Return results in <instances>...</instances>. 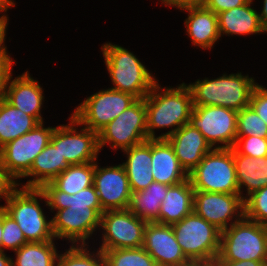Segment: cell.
Returning a JSON list of instances; mask_svg holds the SVG:
<instances>
[{"label":"cell","mask_w":267,"mask_h":266,"mask_svg":"<svg viewBox=\"0 0 267 266\" xmlns=\"http://www.w3.org/2000/svg\"><path fill=\"white\" fill-rule=\"evenodd\" d=\"M180 10L187 11L185 26L193 45L202 49H212L221 37L218 26V15L204 5L186 6Z\"/></svg>","instance_id":"ffe728a7"},{"label":"cell","mask_w":267,"mask_h":266,"mask_svg":"<svg viewBox=\"0 0 267 266\" xmlns=\"http://www.w3.org/2000/svg\"><path fill=\"white\" fill-rule=\"evenodd\" d=\"M26 238L23 235L17 222L10 217L3 209V232L1 251L8 248L12 251L18 250L24 244H26Z\"/></svg>","instance_id":"d590c367"},{"label":"cell","mask_w":267,"mask_h":266,"mask_svg":"<svg viewBox=\"0 0 267 266\" xmlns=\"http://www.w3.org/2000/svg\"><path fill=\"white\" fill-rule=\"evenodd\" d=\"M43 192L39 188H17L15 185L2 206L23 232L27 242H44L55 240L52 232V220H47L40 206Z\"/></svg>","instance_id":"277c9868"},{"label":"cell","mask_w":267,"mask_h":266,"mask_svg":"<svg viewBox=\"0 0 267 266\" xmlns=\"http://www.w3.org/2000/svg\"><path fill=\"white\" fill-rule=\"evenodd\" d=\"M193 210L223 231L244 217V200L240 194L194 191Z\"/></svg>","instance_id":"9a60e30c"},{"label":"cell","mask_w":267,"mask_h":266,"mask_svg":"<svg viewBox=\"0 0 267 266\" xmlns=\"http://www.w3.org/2000/svg\"><path fill=\"white\" fill-rule=\"evenodd\" d=\"M254 78L242 73L224 74L216 79L197 80L188 86L193 106H221L239 111L249 106L254 88Z\"/></svg>","instance_id":"7a4b0ae2"},{"label":"cell","mask_w":267,"mask_h":266,"mask_svg":"<svg viewBox=\"0 0 267 266\" xmlns=\"http://www.w3.org/2000/svg\"><path fill=\"white\" fill-rule=\"evenodd\" d=\"M9 79L5 100L27 115L35 117L40 123L44 122L41 116V106L44 101L43 89L37 80H34L28 71L22 75Z\"/></svg>","instance_id":"d6986e66"},{"label":"cell","mask_w":267,"mask_h":266,"mask_svg":"<svg viewBox=\"0 0 267 266\" xmlns=\"http://www.w3.org/2000/svg\"><path fill=\"white\" fill-rule=\"evenodd\" d=\"M0 266H12V258L6 256L4 251L0 250Z\"/></svg>","instance_id":"bcb514c9"},{"label":"cell","mask_w":267,"mask_h":266,"mask_svg":"<svg viewBox=\"0 0 267 266\" xmlns=\"http://www.w3.org/2000/svg\"><path fill=\"white\" fill-rule=\"evenodd\" d=\"M39 189L43 192L46 205L53 211L69 208L70 206L102 208L94 185L80 190L74 195L59 191L51 182L43 184Z\"/></svg>","instance_id":"f1b7e54d"},{"label":"cell","mask_w":267,"mask_h":266,"mask_svg":"<svg viewBox=\"0 0 267 266\" xmlns=\"http://www.w3.org/2000/svg\"><path fill=\"white\" fill-rule=\"evenodd\" d=\"M136 100L132 94L108 88L86 98L72 116L79 125L98 133Z\"/></svg>","instance_id":"30bf717a"},{"label":"cell","mask_w":267,"mask_h":266,"mask_svg":"<svg viewBox=\"0 0 267 266\" xmlns=\"http://www.w3.org/2000/svg\"><path fill=\"white\" fill-rule=\"evenodd\" d=\"M237 117L238 112L229 108L193 106L189 124L203 134L212 148H233L237 137Z\"/></svg>","instance_id":"8fae6325"},{"label":"cell","mask_w":267,"mask_h":266,"mask_svg":"<svg viewBox=\"0 0 267 266\" xmlns=\"http://www.w3.org/2000/svg\"><path fill=\"white\" fill-rule=\"evenodd\" d=\"M15 186V183L5 174L0 165V199H6L8 192Z\"/></svg>","instance_id":"b9f144b4"},{"label":"cell","mask_w":267,"mask_h":266,"mask_svg":"<svg viewBox=\"0 0 267 266\" xmlns=\"http://www.w3.org/2000/svg\"><path fill=\"white\" fill-rule=\"evenodd\" d=\"M102 54L114 87L111 89L144 99L157 82L136 56L122 46L106 43Z\"/></svg>","instance_id":"3957f363"},{"label":"cell","mask_w":267,"mask_h":266,"mask_svg":"<svg viewBox=\"0 0 267 266\" xmlns=\"http://www.w3.org/2000/svg\"><path fill=\"white\" fill-rule=\"evenodd\" d=\"M267 225L243 217L221 232L220 250L214 260L265 261Z\"/></svg>","instance_id":"5b68a950"},{"label":"cell","mask_w":267,"mask_h":266,"mask_svg":"<svg viewBox=\"0 0 267 266\" xmlns=\"http://www.w3.org/2000/svg\"><path fill=\"white\" fill-rule=\"evenodd\" d=\"M233 148L239 153L252 158L267 156V138L257 136H237Z\"/></svg>","instance_id":"8d00e7d4"},{"label":"cell","mask_w":267,"mask_h":266,"mask_svg":"<svg viewBox=\"0 0 267 266\" xmlns=\"http://www.w3.org/2000/svg\"><path fill=\"white\" fill-rule=\"evenodd\" d=\"M184 266H212V264L206 262H190L189 264Z\"/></svg>","instance_id":"681fc988"},{"label":"cell","mask_w":267,"mask_h":266,"mask_svg":"<svg viewBox=\"0 0 267 266\" xmlns=\"http://www.w3.org/2000/svg\"><path fill=\"white\" fill-rule=\"evenodd\" d=\"M86 245H71L64 254H58L56 266H106L103 252L93 254ZM97 257V258H96Z\"/></svg>","instance_id":"d6a6232c"},{"label":"cell","mask_w":267,"mask_h":266,"mask_svg":"<svg viewBox=\"0 0 267 266\" xmlns=\"http://www.w3.org/2000/svg\"><path fill=\"white\" fill-rule=\"evenodd\" d=\"M161 91L163 92H160ZM148 139H167L183 125L190 122L193 109L192 95L185 83L176 88H161L156 82L145 97ZM170 128V131L155 136V129Z\"/></svg>","instance_id":"6da1fadb"},{"label":"cell","mask_w":267,"mask_h":266,"mask_svg":"<svg viewBox=\"0 0 267 266\" xmlns=\"http://www.w3.org/2000/svg\"><path fill=\"white\" fill-rule=\"evenodd\" d=\"M127 155L126 162L122 163L129 180L131 192H138L146 189L154 177L150 170L152 162V139L123 151Z\"/></svg>","instance_id":"7402d4cb"},{"label":"cell","mask_w":267,"mask_h":266,"mask_svg":"<svg viewBox=\"0 0 267 266\" xmlns=\"http://www.w3.org/2000/svg\"><path fill=\"white\" fill-rule=\"evenodd\" d=\"M150 170L154 182L168 186L175 185L188 178V174L180 166L174 149L167 139H152Z\"/></svg>","instance_id":"44dd1931"},{"label":"cell","mask_w":267,"mask_h":266,"mask_svg":"<svg viewBox=\"0 0 267 266\" xmlns=\"http://www.w3.org/2000/svg\"><path fill=\"white\" fill-rule=\"evenodd\" d=\"M194 189L189 177L167 189L161 203L159 224L173 225L193 211Z\"/></svg>","instance_id":"603a6c76"},{"label":"cell","mask_w":267,"mask_h":266,"mask_svg":"<svg viewBox=\"0 0 267 266\" xmlns=\"http://www.w3.org/2000/svg\"><path fill=\"white\" fill-rule=\"evenodd\" d=\"M146 140L148 136L145 98L137 99L98 132L99 150L108 143L113 149L124 151Z\"/></svg>","instance_id":"9c48e42d"},{"label":"cell","mask_w":267,"mask_h":266,"mask_svg":"<svg viewBox=\"0 0 267 266\" xmlns=\"http://www.w3.org/2000/svg\"><path fill=\"white\" fill-rule=\"evenodd\" d=\"M51 241L27 242L15 250L16 260L12 266H56L58 253Z\"/></svg>","instance_id":"4dcf8cb0"},{"label":"cell","mask_w":267,"mask_h":266,"mask_svg":"<svg viewBox=\"0 0 267 266\" xmlns=\"http://www.w3.org/2000/svg\"><path fill=\"white\" fill-rule=\"evenodd\" d=\"M143 248L158 266H184L190 261L183 254L171 225L148 222Z\"/></svg>","instance_id":"e0dca14e"},{"label":"cell","mask_w":267,"mask_h":266,"mask_svg":"<svg viewBox=\"0 0 267 266\" xmlns=\"http://www.w3.org/2000/svg\"><path fill=\"white\" fill-rule=\"evenodd\" d=\"M265 261H228V260H213L212 266H264Z\"/></svg>","instance_id":"60d3db41"},{"label":"cell","mask_w":267,"mask_h":266,"mask_svg":"<svg viewBox=\"0 0 267 266\" xmlns=\"http://www.w3.org/2000/svg\"><path fill=\"white\" fill-rule=\"evenodd\" d=\"M264 266H267V258H266V260H265Z\"/></svg>","instance_id":"f907efd6"},{"label":"cell","mask_w":267,"mask_h":266,"mask_svg":"<svg viewBox=\"0 0 267 266\" xmlns=\"http://www.w3.org/2000/svg\"><path fill=\"white\" fill-rule=\"evenodd\" d=\"M43 126L42 122L0 149V165L17 186L21 184L16 179L22 178L31 169L37 155L50 143L55 127Z\"/></svg>","instance_id":"ba28073f"},{"label":"cell","mask_w":267,"mask_h":266,"mask_svg":"<svg viewBox=\"0 0 267 266\" xmlns=\"http://www.w3.org/2000/svg\"><path fill=\"white\" fill-rule=\"evenodd\" d=\"M95 161L69 165L51 183L62 192L74 195L80 190L93 186Z\"/></svg>","instance_id":"f546056e"},{"label":"cell","mask_w":267,"mask_h":266,"mask_svg":"<svg viewBox=\"0 0 267 266\" xmlns=\"http://www.w3.org/2000/svg\"><path fill=\"white\" fill-rule=\"evenodd\" d=\"M40 122L20 109L15 108L5 99L0 100V149L34 129Z\"/></svg>","instance_id":"4316f807"},{"label":"cell","mask_w":267,"mask_h":266,"mask_svg":"<svg viewBox=\"0 0 267 266\" xmlns=\"http://www.w3.org/2000/svg\"><path fill=\"white\" fill-rule=\"evenodd\" d=\"M70 164L62 158L58 147L49 143L36 159L33 161L31 169L22 177H29L31 180L23 186L24 188H40L43 184L51 182L62 173Z\"/></svg>","instance_id":"cb8c5ba5"},{"label":"cell","mask_w":267,"mask_h":266,"mask_svg":"<svg viewBox=\"0 0 267 266\" xmlns=\"http://www.w3.org/2000/svg\"><path fill=\"white\" fill-rule=\"evenodd\" d=\"M259 15V21L264 33H267V0L263 2V8Z\"/></svg>","instance_id":"f6af8a7d"},{"label":"cell","mask_w":267,"mask_h":266,"mask_svg":"<svg viewBox=\"0 0 267 266\" xmlns=\"http://www.w3.org/2000/svg\"><path fill=\"white\" fill-rule=\"evenodd\" d=\"M244 217L267 225V186L252 193L244 200Z\"/></svg>","instance_id":"e575fe53"},{"label":"cell","mask_w":267,"mask_h":266,"mask_svg":"<svg viewBox=\"0 0 267 266\" xmlns=\"http://www.w3.org/2000/svg\"><path fill=\"white\" fill-rule=\"evenodd\" d=\"M7 12V10H0V12ZM8 25V17L7 15L0 16V55H8L7 48L5 47V36H6V29Z\"/></svg>","instance_id":"7bdbcfd3"},{"label":"cell","mask_w":267,"mask_h":266,"mask_svg":"<svg viewBox=\"0 0 267 266\" xmlns=\"http://www.w3.org/2000/svg\"><path fill=\"white\" fill-rule=\"evenodd\" d=\"M233 158L236 170V179L238 183L239 193L243 200L252 193L267 186V156L252 158L243 154H239L233 148ZM246 187L247 195H242L241 189Z\"/></svg>","instance_id":"d4e9b609"},{"label":"cell","mask_w":267,"mask_h":266,"mask_svg":"<svg viewBox=\"0 0 267 266\" xmlns=\"http://www.w3.org/2000/svg\"><path fill=\"white\" fill-rule=\"evenodd\" d=\"M165 6L177 7L178 9L186 6L203 5L205 0H161Z\"/></svg>","instance_id":"ee69618b"},{"label":"cell","mask_w":267,"mask_h":266,"mask_svg":"<svg viewBox=\"0 0 267 266\" xmlns=\"http://www.w3.org/2000/svg\"><path fill=\"white\" fill-rule=\"evenodd\" d=\"M180 166L189 174L213 148L203 134L191 124H185L167 138Z\"/></svg>","instance_id":"ac0fdd59"},{"label":"cell","mask_w":267,"mask_h":266,"mask_svg":"<svg viewBox=\"0 0 267 266\" xmlns=\"http://www.w3.org/2000/svg\"><path fill=\"white\" fill-rule=\"evenodd\" d=\"M10 55H0V100L5 98L7 85L12 76V64H14Z\"/></svg>","instance_id":"f35d334b"},{"label":"cell","mask_w":267,"mask_h":266,"mask_svg":"<svg viewBox=\"0 0 267 266\" xmlns=\"http://www.w3.org/2000/svg\"><path fill=\"white\" fill-rule=\"evenodd\" d=\"M252 1L217 14L220 36L264 33L257 11L250 6Z\"/></svg>","instance_id":"484cf974"},{"label":"cell","mask_w":267,"mask_h":266,"mask_svg":"<svg viewBox=\"0 0 267 266\" xmlns=\"http://www.w3.org/2000/svg\"><path fill=\"white\" fill-rule=\"evenodd\" d=\"M250 0H205L204 6L215 14L243 6Z\"/></svg>","instance_id":"ab89813d"},{"label":"cell","mask_w":267,"mask_h":266,"mask_svg":"<svg viewBox=\"0 0 267 266\" xmlns=\"http://www.w3.org/2000/svg\"><path fill=\"white\" fill-rule=\"evenodd\" d=\"M170 186L152 182L146 189L132 192L128 209L147 222L159 223L161 203Z\"/></svg>","instance_id":"83f0119b"},{"label":"cell","mask_w":267,"mask_h":266,"mask_svg":"<svg viewBox=\"0 0 267 266\" xmlns=\"http://www.w3.org/2000/svg\"><path fill=\"white\" fill-rule=\"evenodd\" d=\"M171 226L183 254L190 262L211 264L218 256L222 231L194 210Z\"/></svg>","instance_id":"8992f818"},{"label":"cell","mask_w":267,"mask_h":266,"mask_svg":"<svg viewBox=\"0 0 267 266\" xmlns=\"http://www.w3.org/2000/svg\"><path fill=\"white\" fill-rule=\"evenodd\" d=\"M148 222L129 209L104 211L101 215L102 252L112 249L143 247L144 230Z\"/></svg>","instance_id":"7c38bea8"},{"label":"cell","mask_w":267,"mask_h":266,"mask_svg":"<svg viewBox=\"0 0 267 266\" xmlns=\"http://www.w3.org/2000/svg\"><path fill=\"white\" fill-rule=\"evenodd\" d=\"M103 254L106 266H158L143 247L106 250Z\"/></svg>","instance_id":"1f68e13d"},{"label":"cell","mask_w":267,"mask_h":266,"mask_svg":"<svg viewBox=\"0 0 267 266\" xmlns=\"http://www.w3.org/2000/svg\"><path fill=\"white\" fill-rule=\"evenodd\" d=\"M267 124V89L262 85H257L251 95L249 104Z\"/></svg>","instance_id":"74e56055"},{"label":"cell","mask_w":267,"mask_h":266,"mask_svg":"<svg viewBox=\"0 0 267 266\" xmlns=\"http://www.w3.org/2000/svg\"><path fill=\"white\" fill-rule=\"evenodd\" d=\"M237 136L267 138V124L249 105L238 111Z\"/></svg>","instance_id":"836d02e7"},{"label":"cell","mask_w":267,"mask_h":266,"mask_svg":"<svg viewBox=\"0 0 267 266\" xmlns=\"http://www.w3.org/2000/svg\"><path fill=\"white\" fill-rule=\"evenodd\" d=\"M188 177L194 191L240 194L233 148H213Z\"/></svg>","instance_id":"52a82bcc"},{"label":"cell","mask_w":267,"mask_h":266,"mask_svg":"<svg viewBox=\"0 0 267 266\" xmlns=\"http://www.w3.org/2000/svg\"><path fill=\"white\" fill-rule=\"evenodd\" d=\"M93 185L103 211L128 209L132 192L123 164L99 167L95 161Z\"/></svg>","instance_id":"2e32d148"},{"label":"cell","mask_w":267,"mask_h":266,"mask_svg":"<svg viewBox=\"0 0 267 266\" xmlns=\"http://www.w3.org/2000/svg\"><path fill=\"white\" fill-rule=\"evenodd\" d=\"M2 232H3V208L0 206V250H1V242H2Z\"/></svg>","instance_id":"c3c4849f"},{"label":"cell","mask_w":267,"mask_h":266,"mask_svg":"<svg viewBox=\"0 0 267 266\" xmlns=\"http://www.w3.org/2000/svg\"><path fill=\"white\" fill-rule=\"evenodd\" d=\"M102 208H91L88 206H70L57 210L52 220V232L54 238L66 239L72 245L80 242L87 245L86 239L100 227Z\"/></svg>","instance_id":"5bb4252c"},{"label":"cell","mask_w":267,"mask_h":266,"mask_svg":"<svg viewBox=\"0 0 267 266\" xmlns=\"http://www.w3.org/2000/svg\"><path fill=\"white\" fill-rule=\"evenodd\" d=\"M15 3L13 0H0V10H8V8L13 7Z\"/></svg>","instance_id":"7dc6e473"},{"label":"cell","mask_w":267,"mask_h":266,"mask_svg":"<svg viewBox=\"0 0 267 266\" xmlns=\"http://www.w3.org/2000/svg\"><path fill=\"white\" fill-rule=\"evenodd\" d=\"M70 123L55 127L50 143L58 147L62 158L70 165L94 162L97 160L99 150L98 133L83 126L77 131L79 123L71 115Z\"/></svg>","instance_id":"4fadbf2b"}]
</instances>
